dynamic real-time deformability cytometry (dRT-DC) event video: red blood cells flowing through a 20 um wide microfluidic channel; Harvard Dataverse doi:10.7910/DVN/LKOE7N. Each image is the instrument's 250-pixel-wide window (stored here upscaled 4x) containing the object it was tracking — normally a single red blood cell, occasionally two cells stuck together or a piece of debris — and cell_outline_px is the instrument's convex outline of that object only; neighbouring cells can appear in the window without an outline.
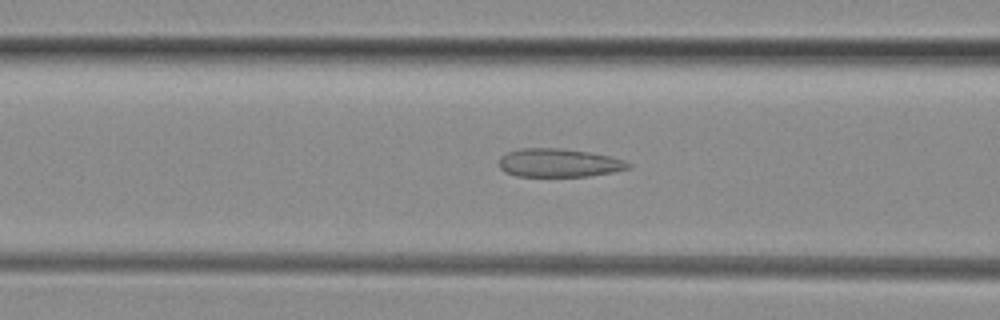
{"species": "common noctule bat (a hibernating species)", "species_latin": "Nyctalus noctula", "temperature_condition": "room temperature", "stored_images_in_passage": 29, "camera_frame_rate_fps": 3000, "um_per_image_px": 0.085, "animal": {"sex": "female", "body_mass_g": 29.2, "forearm_length_mm": 56.3}, "frame": {"image": 1, "passage_image": 9, "time_ms": 2.667, "image_size_px": [1000, 320], "cell_outline_px": [[632, 168], [616, 172], [588, 176], [516, 176], [504, 172], [500, 168], [500, 156], [508, 152], [520, 148], [560, 148], [588, 152], [608, 156], [624, 160], [632, 164]], "centroid_in_image_um": [47.53, 13.85], "position_along_channel_um": 119.1, "area_um2": 21.5}}
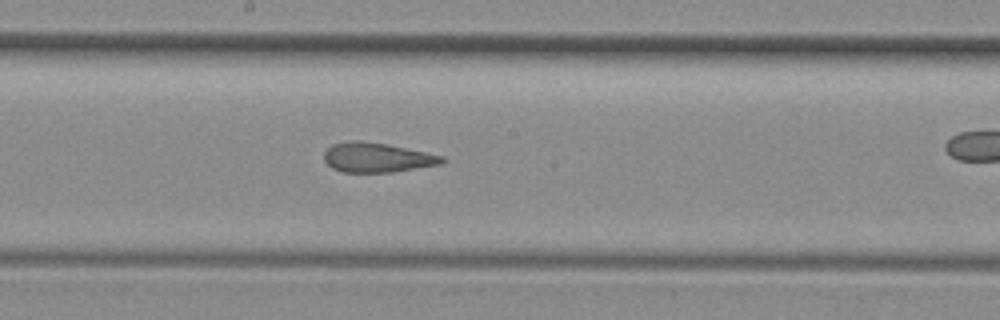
{"frame": {"image": 2, "passage_image": 16, "time_ms": 5.0, "image_size_px": [1000, 320], "cell_outline_px": [[448, 160], [440, 164], [392, 172], [344, 172], [332, 168], [324, 160], [324, 152], [332, 144], [348, 140], [360, 140], [388, 144], [444, 156]], "centroid_in_image_um": [32.04, 13.38], "position_along_channel_um": 216.2, "area_um2": 20.4}}
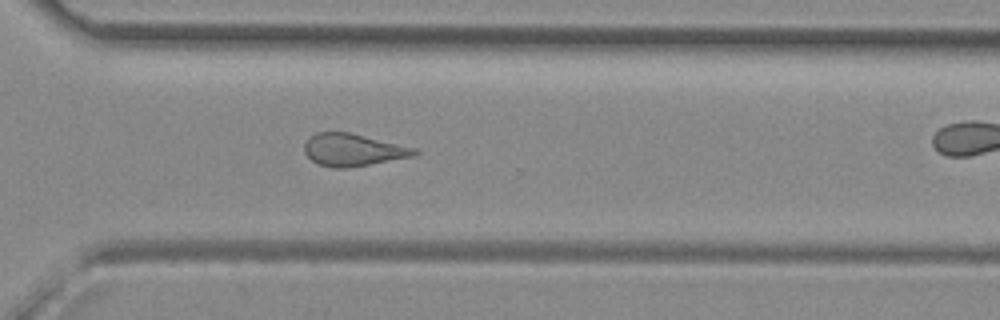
{"frame": {"image": 3, "passage_image": 25, "time_ms": 8.0, "image_size_px": [1000, 320], "cell_outline_px": [[420, 152], [416, 156], [348, 168], [332, 168], [320, 164], [312, 160], [304, 152], [304, 144], [316, 132], [348, 132], [416, 148]], "centroid_in_image_um": [30.03, 12.75], "position_along_channel_um": 340.6, "area_um2": 20.63}}